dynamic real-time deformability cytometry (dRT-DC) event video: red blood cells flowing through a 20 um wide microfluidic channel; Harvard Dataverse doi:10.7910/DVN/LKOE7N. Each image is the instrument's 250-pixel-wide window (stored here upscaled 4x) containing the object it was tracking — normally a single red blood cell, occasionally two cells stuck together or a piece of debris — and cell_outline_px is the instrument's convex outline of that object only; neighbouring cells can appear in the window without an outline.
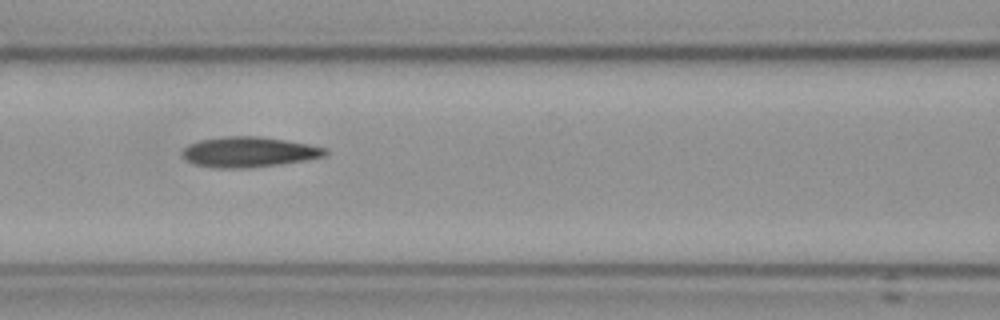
{"species": "Egyptian fruit bat (a non-hibernating species)", "species_latin": "Rousettus aegyptiacus", "temperature_condition": "cold", "stored_images_in_passage": 12, "camera_frame_rate_fps": 3000, "um_per_image_px": 0.085, "frame": {"image": 1, "passage_image": 3, "time_ms": 2.333, "image_size_px": [1000, 320], "cell_outline_px": [[328, 152], [324, 156], [304, 160], [248, 168], [220, 168], [196, 164], [188, 160], [180, 152], [188, 144], [200, 140], [224, 136], [260, 136], [308, 144], [328, 148]], "centroid_in_image_um": [21.15, 12.9], "position_along_channel_um": 145.5, "area_um2": 24.97}}
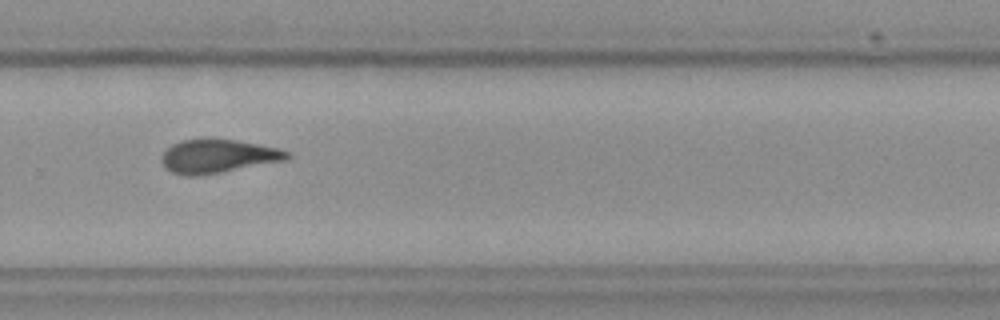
{"frame": {"image": 2, "passage_image": 7, "time_ms": 7.0, "image_size_px": [1000, 320], "cell_outline_px": [[292, 156], [288, 160], [220, 172], [196, 176], [188, 176], [172, 172], [160, 160], [160, 156], [172, 144], [180, 140], [236, 140], [280, 148], [288, 152]], "centroid_in_image_um": [18.56, 13.28], "position_along_channel_um": 311.2, "area_um2": 24.22}}
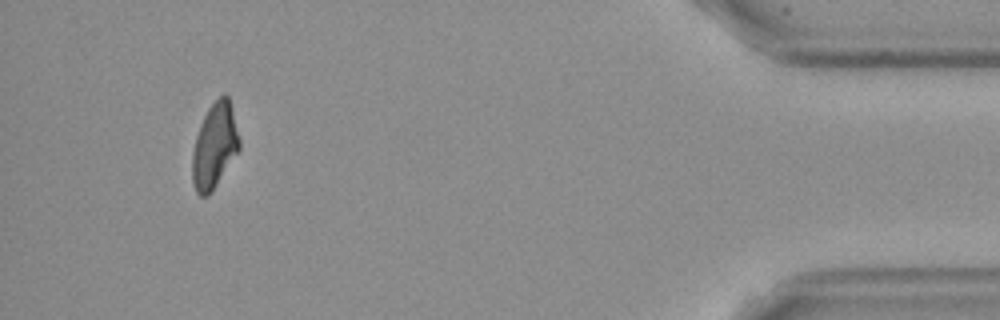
{"frame": {"image": 3, "passage_image": 10, "time_ms": 11.667, "image_size_px": [1000, 320], "cell_outline_px": [[240, 148], [208, 196], [200, 196], [196, 192], [192, 180], [192, 152], [196, 136], [200, 124], [208, 108], [224, 92], [228, 96], [232, 108], [240, 140]], "centroid_in_image_um": [18.23, 12.38], "position_along_channel_um": 417.0, "area_um2": 23.06}}